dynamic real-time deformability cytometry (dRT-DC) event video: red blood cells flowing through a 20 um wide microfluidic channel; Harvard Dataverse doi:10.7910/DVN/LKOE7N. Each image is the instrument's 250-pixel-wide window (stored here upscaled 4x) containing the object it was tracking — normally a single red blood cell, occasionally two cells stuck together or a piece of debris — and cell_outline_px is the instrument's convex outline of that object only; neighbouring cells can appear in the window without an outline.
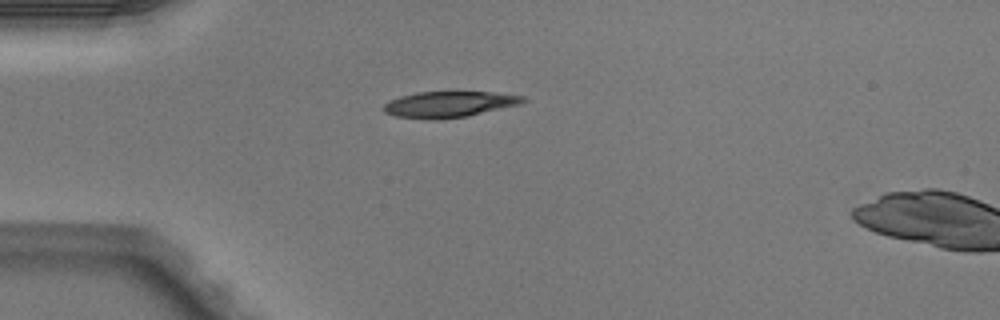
{"species": "Egyptian fruit bat (a non-hibernating species)", "species_latin": "Rousettus aegyptiacus", "temperature_condition": "warm", "stored_images_in_passage": 3, "camera_frame_rate_fps": 3000, "um_per_image_px": 0.085, "animal": {"sex": "male"}, "frame": {"image": 1, "passage_image": 2, "time_ms": 0.333, "image_size_px": [1000, 320], "cell_outline_px": [[528, 100], [520, 104], [468, 116], [432, 120], [396, 116], [384, 112], [384, 104], [388, 100], [400, 96], [416, 92], [492, 92], [524, 96]], "centroid_in_image_um": [38.17, 8.86], "position_along_channel_um": 46.8, "area_um2": 21.1}}